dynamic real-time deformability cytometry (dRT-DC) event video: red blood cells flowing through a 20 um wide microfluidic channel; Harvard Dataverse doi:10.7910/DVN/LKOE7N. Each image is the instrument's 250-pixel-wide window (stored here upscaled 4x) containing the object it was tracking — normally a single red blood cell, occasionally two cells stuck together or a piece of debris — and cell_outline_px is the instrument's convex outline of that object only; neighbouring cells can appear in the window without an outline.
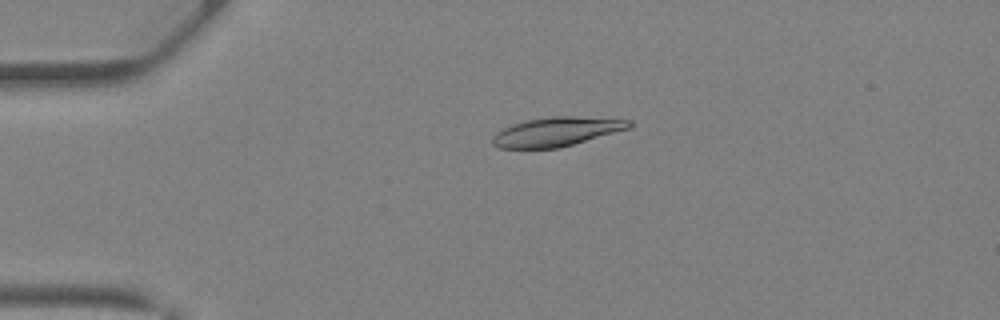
{"species": "Egyptian fruit bat (a non-hibernating species)", "species_latin": "Rousettus aegyptiacus", "temperature_condition": "warm", "stored_images_in_passage": 38, "camera_frame_rate_fps": 3000, "um_per_image_px": 0.085, "animal": {"sex": "female"}, "frame": {"image": 1, "passage_image": 7, "time_ms": 2.0, "image_size_px": [1000, 320], "cell_outline_px": [[632, 128], [560, 148], [500, 148], [492, 144], [492, 136], [496, 132], [504, 128], [528, 120], [552, 116], [576, 116], [632, 120]], "centroid_in_image_um": [47.36, 11.2], "position_along_channel_um": 37.6, "area_um2": 23.18}}
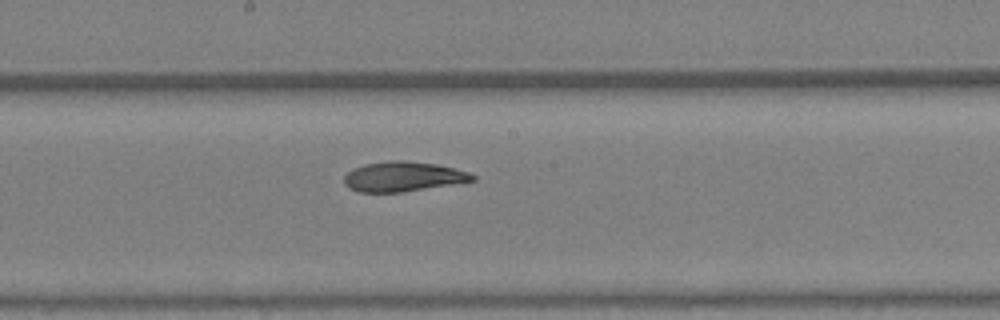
{"frame": {"image": 2, "passage_image": 20, "time_ms": 6.333, "image_size_px": [1000, 320], "cell_outline_px": [[476, 180], [400, 192], [360, 192], [348, 188], [344, 184], [344, 176], [352, 168], [364, 164], [388, 160], [404, 160], [436, 164], [468, 172], [476, 176]], "centroid_in_image_um": [34.2, 15.0], "position_along_channel_um": 214.0, "area_um2": 22.2}}
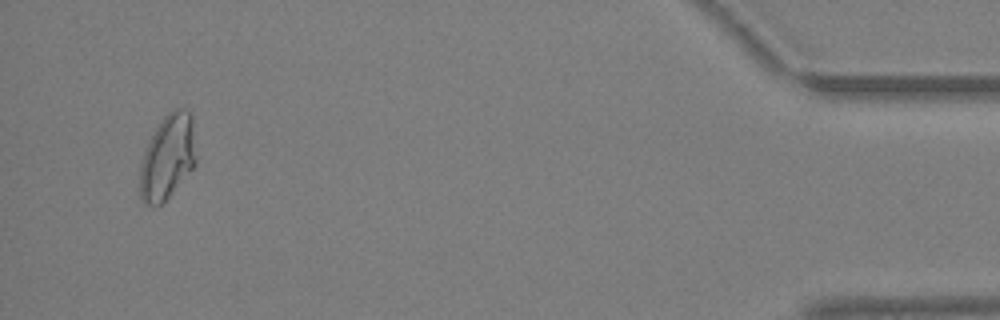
{"frame": {"image": 3, "passage_image": 37, "time_ms": 12.0, "image_size_px": [1000, 320], "cell_outline_px": [[196, 164], [172, 192], [160, 204], [148, 204], [140, 200], [140, 164], [144, 152], [160, 120], [172, 108], [184, 108], [192, 116], [196, 156]], "centroid_in_image_um": [14.25, 13.31], "position_along_channel_um": 420.9, "area_um2": 27.46}}